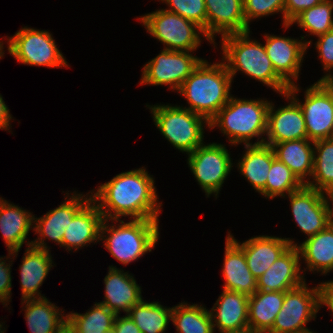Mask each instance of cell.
I'll return each instance as SVG.
<instances>
[{
  "instance_id": "cell-30",
  "label": "cell",
  "mask_w": 333,
  "mask_h": 333,
  "mask_svg": "<svg viewBox=\"0 0 333 333\" xmlns=\"http://www.w3.org/2000/svg\"><path fill=\"white\" fill-rule=\"evenodd\" d=\"M245 152L239 163H237L239 172L248 180L250 185L260 193L266 187L267 176L276 158L272 146L245 145Z\"/></svg>"
},
{
  "instance_id": "cell-32",
  "label": "cell",
  "mask_w": 333,
  "mask_h": 333,
  "mask_svg": "<svg viewBox=\"0 0 333 333\" xmlns=\"http://www.w3.org/2000/svg\"><path fill=\"white\" fill-rule=\"evenodd\" d=\"M173 307H164L159 302L142 300L134 305L128 315L142 333H165L172 321Z\"/></svg>"
},
{
  "instance_id": "cell-10",
  "label": "cell",
  "mask_w": 333,
  "mask_h": 333,
  "mask_svg": "<svg viewBox=\"0 0 333 333\" xmlns=\"http://www.w3.org/2000/svg\"><path fill=\"white\" fill-rule=\"evenodd\" d=\"M321 307L320 284L310 289L304 282L284 292L282 308L267 333H300L310 330L306 325L316 319Z\"/></svg>"
},
{
  "instance_id": "cell-34",
  "label": "cell",
  "mask_w": 333,
  "mask_h": 333,
  "mask_svg": "<svg viewBox=\"0 0 333 333\" xmlns=\"http://www.w3.org/2000/svg\"><path fill=\"white\" fill-rule=\"evenodd\" d=\"M66 316V327L71 333H96V331L104 332L112 328L117 315L106 306L96 302L84 314L71 312Z\"/></svg>"
},
{
  "instance_id": "cell-20",
  "label": "cell",
  "mask_w": 333,
  "mask_h": 333,
  "mask_svg": "<svg viewBox=\"0 0 333 333\" xmlns=\"http://www.w3.org/2000/svg\"><path fill=\"white\" fill-rule=\"evenodd\" d=\"M300 254L290 246L256 281L257 290L286 292L306 282L301 275Z\"/></svg>"
},
{
  "instance_id": "cell-2",
  "label": "cell",
  "mask_w": 333,
  "mask_h": 333,
  "mask_svg": "<svg viewBox=\"0 0 333 333\" xmlns=\"http://www.w3.org/2000/svg\"><path fill=\"white\" fill-rule=\"evenodd\" d=\"M232 81L223 61L210 65L203 59L177 92L185 97L190 105L183 108L210 122L231 98Z\"/></svg>"
},
{
  "instance_id": "cell-13",
  "label": "cell",
  "mask_w": 333,
  "mask_h": 333,
  "mask_svg": "<svg viewBox=\"0 0 333 333\" xmlns=\"http://www.w3.org/2000/svg\"><path fill=\"white\" fill-rule=\"evenodd\" d=\"M287 196L293 218L301 232L308 238L331 224L332 206L329 202H333V196L306 185Z\"/></svg>"
},
{
  "instance_id": "cell-24",
  "label": "cell",
  "mask_w": 333,
  "mask_h": 333,
  "mask_svg": "<svg viewBox=\"0 0 333 333\" xmlns=\"http://www.w3.org/2000/svg\"><path fill=\"white\" fill-rule=\"evenodd\" d=\"M33 225L34 215L31 212L0 197V232L9 256L17 257Z\"/></svg>"
},
{
  "instance_id": "cell-46",
  "label": "cell",
  "mask_w": 333,
  "mask_h": 333,
  "mask_svg": "<svg viewBox=\"0 0 333 333\" xmlns=\"http://www.w3.org/2000/svg\"><path fill=\"white\" fill-rule=\"evenodd\" d=\"M96 333H116L114 326L108 330H105L104 332L96 331Z\"/></svg>"
},
{
  "instance_id": "cell-21",
  "label": "cell",
  "mask_w": 333,
  "mask_h": 333,
  "mask_svg": "<svg viewBox=\"0 0 333 333\" xmlns=\"http://www.w3.org/2000/svg\"><path fill=\"white\" fill-rule=\"evenodd\" d=\"M104 284V301L98 303L106 306L116 315H119L120 311L128 314L134 305L143 300L141 286L136 283L133 275L116 266H109Z\"/></svg>"
},
{
  "instance_id": "cell-49",
  "label": "cell",
  "mask_w": 333,
  "mask_h": 333,
  "mask_svg": "<svg viewBox=\"0 0 333 333\" xmlns=\"http://www.w3.org/2000/svg\"><path fill=\"white\" fill-rule=\"evenodd\" d=\"M332 205H333V202H332ZM331 223H332V225H333V206H332V208H331Z\"/></svg>"
},
{
  "instance_id": "cell-31",
  "label": "cell",
  "mask_w": 333,
  "mask_h": 333,
  "mask_svg": "<svg viewBox=\"0 0 333 333\" xmlns=\"http://www.w3.org/2000/svg\"><path fill=\"white\" fill-rule=\"evenodd\" d=\"M311 178L306 186L333 196V138L314 141Z\"/></svg>"
},
{
  "instance_id": "cell-33",
  "label": "cell",
  "mask_w": 333,
  "mask_h": 333,
  "mask_svg": "<svg viewBox=\"0 0 333 333\" xmlns=\"http://www.w3.org/2000/svg\"><path fill=\"white\" fill-rule=\"evenodd\" d=\"M172 322L177 333H214L212 318L206 307L181 302L173 307Z\"/></svg>"
},
{
  "instance_id": "cell-42",
  "label": "cell",
  "mask_w": 333,
  "mask_h": 333,
  "mask_svg": "<svg viewBox=\"0 0 333 333\" xmlns=\"http://www.w3.org/2000/svg\"><path fill=\"white\" fill-rule=\"evenodd\" d=\"M114 328L116 333H142L128 314L123 317L117 315Z\"/></svg>"
},
{
  "instance_id": "cell-26",
  "label": "cell",
  "mask_w": 333,
  "mask_h": 333,
  "mask_svg": "<svg viewBox=\"0 0 333 333\" xmlns=\"http://www.w3.org/2000/svg\"><path fill=\"white\" fill-rule=\"evenodd\" d=\"M271 146L276 158L287 165L297 178L306 185L313 172L314 141L297 139L275 143Z\"/></svg>"
},
{
  "instance_id": "cell-23",
  "label": "cell",
  "mask_w": 333,
  "mask_h": 333,
  "mask_svg": "<svg viewBox=\"0 0 333 333\" xmlns=\"http://www.w3.org/2000/svg\"><path fill=\"white\" fill-rule=\"evenodd\" d=\"M28 248L22 257L20 268V284L22 290V300L45 298L39 291L49 270L54 266L52 255L49 250L38 249L31 246V242H26Z\"/></svg>"
},
{
  "instance_id": "cell-45",
  "label": "cell",
  "mask_w": 333,
  "mask_h": 333,
  "mask_svg": "<svg viewBox=\"0 0 333 333\" xmlns=\"http://www.w3.org/2000/svg\"><path fill=\"white\" fill-rule=\"evenodd\" d=\"M3 46H4L3 41L1 42L0 40V59L4 56Z\"/></svg>"
},
{
  "instance_id": "cell-43",
  "label": "cell",
  "mask_w": 333,
  "mask_h": 333,
  "mask_svg": "<svg viewBox=\"0 0 333 333\" xmlns=\"http://www.w3.org/2000/svg\"><path fill=\"white\" fill-rule=\"evenodd\" d=\"M321 287V305L327 306L329 311L333 314V281H326L320 283Z\"/></svg>"
},
{
  "instance_id": "cell-39",
  "label": "cell",
  "mask_w": 333,
  "mask_h": 333,
  "mask_svg": "<svg viewBox=\"0 0 333 333\" xmlns=\"http://www.w3.org/2000/svg\"><path fill=\"white\" fill-rule=\"evenodd\" d=\"M317 37L315 47L323 64V70L326 71V74L318 81H327L333 76L331 71L333 70V30Z\"/></svg>"
},
{
  "instance_id": "cell-5",
  "label": "cell",
  "mask_w": 333,
  "mask_h": 333,
  "mask_svg": "<svg viewBox=\"0 0 333 333\" xmlns=\"http://www.w3.org/2000/svg\"><path fill=\"white\" fill-rule=\"evenodd\" d=\"M114 221L115 224H120L111 225L108 219L103 221L100 241L104 242L103 245L111 256L123 265L151 252L159 240V220L131 219L125 223L120 219L111 220V223Z\"/></svg>"
},
{
  "instance_id": "cell-38",
  "label": "cell",
  "mask_w": 333,
  "mask_h": 333,
  "mask_svg": "<svg viewBox=\"0 0 333 333\" xmlns=\"http://www.w3.org/2000/svg\"><path fill=\"white\" fill-rule=\"evenodd\" d=\"M243 6L245 21L248 26L252 19L280 12L282 13L283 26L286 29L290 28V24L285 25V0H243Z\"/></svg>"
},
{
  "instance_id": "cell-28",
  "label": "cell",
  "mask_w": 333,
  "mask_h": 333,
  "mask_svg": "<svg viewBox=\"0 0 333 333\" xmlns=\"http://www.w3.org/2000/svg\"><path fill=\"white\" fill-rule=\"evenodd\" d=\"M300 258L306 263L310 272H321L326 275L333 270V225L329 224L323 231L305 239L296 246Z\"/></svg>"
},
{
  "instance_id": "cell-17",
  "label": "cell",
  "mask_w": 333,
  "mask_h": 333,
  "mask_svg": "<svg viewBox=\"0 0 333 333\" xmlns=\"http://www.w3.org/2000/svg\"><path fill=\"white\" fill-rule=\"evenodd\" d=\"M206 4V37L216 47L215 37L250 30L244 16L243 0H204ZM216 34V35H215ZM215 35V36H214Z\"/></svg>"
},
{
  "instance_id": "cell-15",
  "label": "cell",
  "mask_w": 333,
  "mask_h": 333,
  "mask_svg": "<svg viewBox=\"0 0 333 333\" xmlns=\"http://www.w3.org/2000/svg\"><path fill=\"white\" fill-rule=\"evenodd\" d=\"M264 37L266 41L263 45L276 73L289 86L295 85L294 81L298 80L303 57L311 40L307 41L302 36L299 40L274 34H265Z\"/></svg>"
},
{
  "instance_id": "cell-3",
  "label": "cell",
  "mask_w": 333,
  "mask_h": 333,
  "mask_svg": "<svg viewBox=\"0 0 333 333\" xmlns=\"http://www.w3.org/2000/svg\"><path fill=\"white\" fill-rule=\"evenodd\" d=\"M250 30L221 37L222 60L234 79L237 71L283 95L289 85L276 73L262 43L249 38Z\"/></svg>"
},
{
  "instance_id": "cell-6",
  "label": "cell",
  "mask_w": 333,
  "mask_h": 333,
  "mask_svg": "<svg viewBox=\"0 0 333 333\" xmlns=\"http://www.w3.org/2000/svg\"><path fill=\"white\" fill-rule=\"evenodd\" d=\"M146 107H149L157 129L176 149L188 155L203 144V127L206 125L209 128V122L204 117L177 105Z\"/></svg>"
},
{
  "instance_id": "cell-18",
  "label": "cell",
  "mask_w": 333,
  "mask_h": 333,
  "mask_svg": "<svg viewBox=\"0 0 333 333\" xmlns=\"http://www.w3.org/2000/svg\"><path fill=\"white\" fill-rule=\"evenodd\" d=\"M228 236L243 250L247 265L258 279L290 246H297L293 239L259 235L239 243L228 231Z\"/></svg>"
},
{
  "instance_id": "cell-44",
  "label": "cell",
  "mask_w": 333,
  "mask_h": 333,
  "mask_svg": "<svg viewBox=\"0 0 333 333\" xmlns=\"http://www.w3.org/2000/svg\"><path fill=\"white\" fill-rule=\"evenodd\" d=\"M10 111L8 109V106L5 104V101L3 100V97L0 95V129L1 130H8L10 125V121L13 118L11 114H9Z\"/></svg>"
},
{
  "instance_id": "cell-50",
  "label": "cell",
  "mask_w": 333,
  "mask_h": 333,
  "mask_svg": "<svg viewBox=\"0 0 333 333\" xmlns=\"http://www.w3.org/2000/svg\"><path fill=\"white\" fill-rule=\"evenodd\" d=\"M300 333H316V332H313L312 330H307V331L300 332Z\"/></svg>"
},
{
  "instance_id": "cell-8",
  "label": "cell",
  "mask_w": 333,
  "mask_h": 333,
  "mask_svg": "<svg viewBox=\"0 0 333 333\" xmlns=\"http://www.w3.org/2000/svg\"><path fill=\"white\" fill-rule=\"evenodd\" d=\"M300 89L295 84L287 93L303 111L308 140L333 138V88L327 81H317L307 87L303 103L296 98Z\"/></svg>"
},
{
  "instance_id": "cell-36",
  "label": "cell",
  "mask_w": 333,
  "mask_h": 333,
  "mask_svg": "<svg viewBox=\"0 0 333 333\" xmlns=\"http://www.w3.org/2000/svg\"><path fill=\"white\" fill-rule=\"evenodd\" d=\"M293 23L315 36L333 30V0H323L321 3L302 11L290 22V26Z\"/></svg>"
},
{
  "instance_id": "cell-12",
  "label": "cell",
  "mask_w": 333,
  "mask_h": 333,
  "mask_svg": "<svg viewBox=\"0 0 333 333\" xmlns=\"http://www.w3.org/2000/svg\"><path fill=\"white\" fill-rule=\"evenodd\" d=\"M202 60L191 52L163 48L161 53L144 65L140 84L169 85L171 90L178 91Z\"/></svg>"
},
{
  "instance_id": "cell-9",
  "label": "cell",
  "mask_w": 333,
  "mask_h": 333,
  "mask_svg": "<svg viewBox=\"0 0 333 333\" xmlns=\"http://www.w3.org/2000/svg\"><path fill=\"white\" fill-rule=\"evenodd\" d=\"M7 50L24 65L68 67L66 59L58 49L55 40L46 30L24 27L7 38Z\"/></svg>"
},
{
  "instance_id": "cell-41",
  "label": "cell",
  "mask_w": 333,
  "mask_h": 333,
  "mask_svg": "<svg viewBox=\"0 0 333 333\" xmlns=\"http://www.w3.org/2000/svg\"><path fill=\"white\" fill-rule=\"evenodd\" d=\"M322 1L323 0H285V25L290 24V22L302 11L321 3Z\"/></svg>"
},
{
  "instance_id": "cell-11",
  "label": "cell",
  "mask_w": 333,
  "mask_h": 333,
  "mask_svg": "<svg viewBox=\"0 0 333 333\" xmlns=\"http://www.w3.org/2000/svg\"><path fill=\"white\" fill-rule=\"evenodd\" d=\"M232 158L225 145L204 143L188 154L187 164L207 197L217 199L222 184L233 167Z\"/></svg>"
},
{
  "instance_id": "cell-25",
  "label": "cell",
  "mask_w": 333,
  "mask_h": 333,
  "mask_svg": "<svg viewBox=\"0 0 333 333\" xmlns=\"http://www.w3.org/2000/svg\"><path fill=\"white\" fill-rule=\"evenodd\" d=\"M223 263V289L251 296L257 291V279L248 268L243 250L227 235Z\"/></svg>"
},
{
  "instance_id": "cell-40",
  "label": "cell",
  "mask_w": 333,
  "mask_h": 333,
  "mask_svg": "<svg viewBox=\"0 0 333 333\" xmlns=\"http://www.w3.org/2000/svg\"><path fill=\"white\" fill-rule=\"evenodd\" d=\"M0 257V302L3 303V305L8 306L11 299V288H12V277H11V265L13 260L8 261L9 263H6L8 259L11 258V256ZM7 259V260H4Z\"/></svg>"
},
{
  "instance_id": "cell-22",
  "label": "cell",
  "mask_w": 333,
  "mask_h": 333,
  "mask_svg": "<svg viewBox=\"0 0 333 333\" xmlns=\"http://www.w3.org/2000/svg\"><path fill=\"white\" fill-rule=\"evenodd\" d=\"M99 206L92 199L69 222L62 239L66 250L75 252L86 245L100 241L104 221ZM97 241V242H96Z\"/></svg>"
},
{
  "instance_id": "cell-47",
  "label": "cell",
  "mask_w": 333,
  "mask_h": 333,
  "mask_svg": "<svg viewBox=\"0 0 333 333\" xmlns=\"http://www.w3.org/2000/svg\"><path fill=\"white\" fill-rule=\"evenodd\" d=\"M327 82L333 88V76Z\"/></svg>"
},
{
  "instance_id": "cell-19",
  "label": "cell",
  "mask_w": 333,
  "mask_h": 333,
  "mask_svg": "<svg viewBox=\"0 0 333 333\" xmlns=\"http://www.w3.org/2000/svg\"><path fill=\"white\" fill-rule=\"evenodd\" d=\"M248 302V295L223 289L209 310L214 331L216 327L219 333H249Z\"/></svg>"
},
{
  "instance_id": "cell-14",
  "label": "cell",
  "mask_w": 333,
  "mask_h": 333,
  "mask_svg": "<svg viewBox=\"0 0 333 333\" xmlns=\"http://www.w3.org/2000/svg\"><path fill=\"white\" fill-rule=\"evenodd\" d=\"M66 194L65 201L57 208L50 210L40 218L34 216L33 230L38 234V238L31 241V246L49 250L50 248L47 247V243L44 241L45 238L61 246L65 228L73 217L92 199V196L87 193L83 195L75 191L71 196L68 192Z\"/></svg>"
},
{
  "instance_id": "cell-37",
  "label": "cell",
  "mask_w": 333,
  "mask_h": 333,
  "mask_svg": "<svg viewBox=\"0 0 333 333\" xmlns=\"http://www.w3.org/2000/svg\"><path fill=\"white\" fill-rule=\"evenodd\" d=\"M169 7L165 9L194 22L206 35V4L204 0H160Z\"/></svg>"
},
{
  "instance_id": "cell-7",
  "label": "cell",
  "mask_w": 333,
  "mask_h": 333,
  "mask_svg": "<svg viewBox=\"0 0 333 333\" xmlns=\"http://www.w3.org/2000/svg\"><path fill=\"white\" fill-rule=\"evenodd\" d=\"M138 20L152 37L165 45L164 49L193 52L200 46L202 35L212 43L197 24L165 9L145 14Z\"/></svg>"
},
{
  "instance_id": "cell-4",
  "label": "cell",
  "mask_w": 333,
  "mask_h": 333,
  "mask_svg": "<svg viewBox=\"0 0 333 333\" xmlns=\"http://www.w3.org/2000/svg\"><path fill=\"white\" fill-rule=\"evenodd\" d=\"M269 106L270 101L265 99L248 100L231 96L228 103L209 122V129L213 130L218 126L229 138L231 145H253L250 140L254 137L258 138L254 145L264 144Z\"/></svg>"
},
{
  "instance_id": "cell-1",
  "label": "cell",
  "mask_w": 333,
  "mask_h": 333,
  "mask_svg": "<svg viewBox=\"0 0 333 333\" xmlns=\"http://www.w3.org/2000/svg\"><path fill=\"white\" fill-rule=\"evenodd\" d=\"M153 175L141 167L122 172L91 192L92 200L108 220L131 219L159 220L162 202H158ZM94 193V194H93Z\"/></svg>"
},
{
  "instance_id": "cell-27",
  "label": "cell",
  "mask_w": 333,
  "mask_h": 333,
  "mask_svg": "<svg viewBox=\"0 0 333 333\" xmlns=\"http://www.w3.org/2000/svg\"><path fill=\"white\" fill-rule=\"evenodd\" d=\"M31 333H60L66 328L67 316L46 297L21 301ZM63 313V314H62Z\"/></svg>"
},
{
  "instance_id": "cell-16",
  "label": "cell",
  "mask_w": 333,
  "mask_h": 333,
  "mask_svg": "<svg viewBox=\"0 0 333 333\" xmlns=\"http://www.w3.org/2000/svg\"><path fill=\"white\" fill-rule=\"evenodd\" d=\"M284 98L290 100L286 106L275 110L274 104L270 102L267 120V132L264 144L272 145L283 141L308 139L303 111L299 104L288 95Z\"/></svg>"
},
{
  "instance_id": "cell-35",
  "label": "cell",
  "mask_w": 333,
  "mask_h": 333,
  "mask_svg": "<svg viewBox=\"0 0 333 333\" xmlns=\"http://www.w3.org/2000/svg\"><path fill=\"white\" fill-rule=\"evenodd\" d=\"M304 184L284 163L277 158L272 161L269 174L267 176L266 187L260 192L266 199L275 197H285L292 192L301 189Z\"/></svg>"
},
{
  "instance_id": "cell-29",
  "label": "cell",
  "mask_w": 333,
  "mask_h": 333,
  "mask_svg": "<svg viewBox=\"0 0 333 333\" xmlns=\"http://www.w3.org/2000/svg\"><path fill=\"white\" fill-rule=\"evenodd\" d=\"M284 292L260 291L249 296L248 326L249 333H267L282 308Z\"/></svg>"
},
{
  "instance_id": "cell-48",
  "label": "cell",
  "mask_w": 333,
  "mask_h": 333,
  "mask_svg": "<svg viewBox=\"0 0 333 333\" xmlns=\"http://www.w3.org/2000/svg\"><path fill=\"white\" fill-rule=\"evenodd\" d=\"M3 323H0V333H5V327H3Z\"/></svg>"
}]
</instances>
